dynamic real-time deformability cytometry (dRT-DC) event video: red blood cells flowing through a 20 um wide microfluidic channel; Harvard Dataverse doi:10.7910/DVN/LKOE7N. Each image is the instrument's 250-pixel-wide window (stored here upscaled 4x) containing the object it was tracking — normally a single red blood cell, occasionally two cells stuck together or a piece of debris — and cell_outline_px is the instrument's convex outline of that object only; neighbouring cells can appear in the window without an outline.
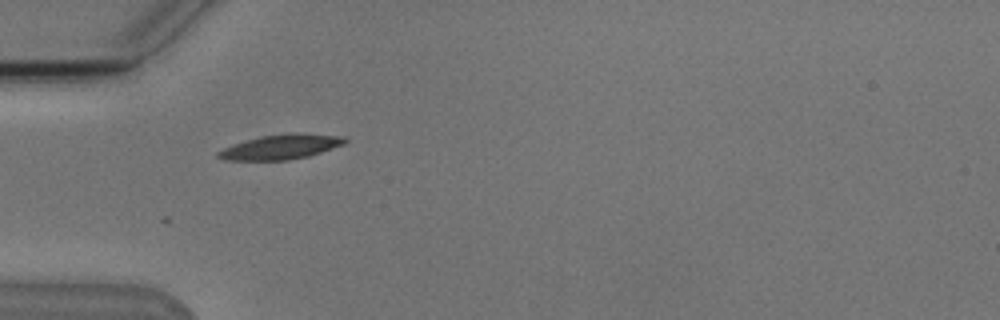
{"species": "Egyptian fruit bat (a non-hibernating species)", "species_latin": "Rousettus aegyptiacus", "temperature_condition": "cold", "stored_images_in_passage": 5, "camera_frame_rate_fps": 3000, "um_per_image_px": 0.085, "animal": {"sex": "male"}, "frame": {"image": 1, "passage_image": 3, "time_ms": 2.333, "image_size_px": [1000, 320], "cell_outline_px": [[348, 140], [344, 144], [308, 156], [288, 160], [224, 160], [216, 156], [216, 152], [232, 144], [260, 136], [344, 136]], "centroid_in_image_um": [23.75, 12.55], "position_along_channel_um": 61.3, "area_um2": 17.11}}